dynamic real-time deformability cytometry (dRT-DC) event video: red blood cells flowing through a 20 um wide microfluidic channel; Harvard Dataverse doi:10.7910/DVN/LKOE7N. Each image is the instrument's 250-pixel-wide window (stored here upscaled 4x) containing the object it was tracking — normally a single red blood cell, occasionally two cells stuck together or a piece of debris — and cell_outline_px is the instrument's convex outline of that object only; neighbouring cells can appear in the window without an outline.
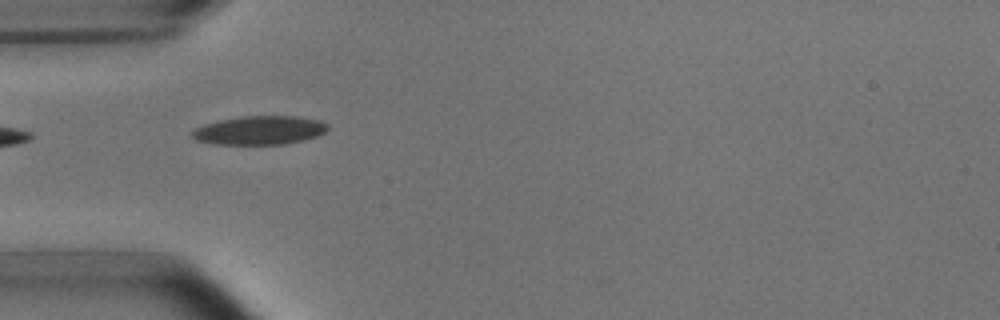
{"species": "common noctule bat (a hibernating species)", "species_latin": "Nyctalus noctula", "temperature_condition": "room temperature", "stored_images_in_passage": 9, "camera_frame_rate_fps": 3000, "um_per_image_px": 0.085, "animal": {"sex": "male", "body_mass_g": 15.6}, "frame": {"image": 1, "passage_image": 4, "time_ms": 3.333, "image_size_px": [1000, 320], "cell_outline_px": [[328, 128], [324, 132], [316, 136], [284, 144], [216, 144], [196, 140], [192, 136], [192, 132], [196, 128], [204, 124], [220, 120], [240, 116], [300, 116], [320, 120], [328, 124]], "centroid_in_image_um": [22.07, 11.06], "position_along_channel_um": 62.9, "area_um2": 22.54}}
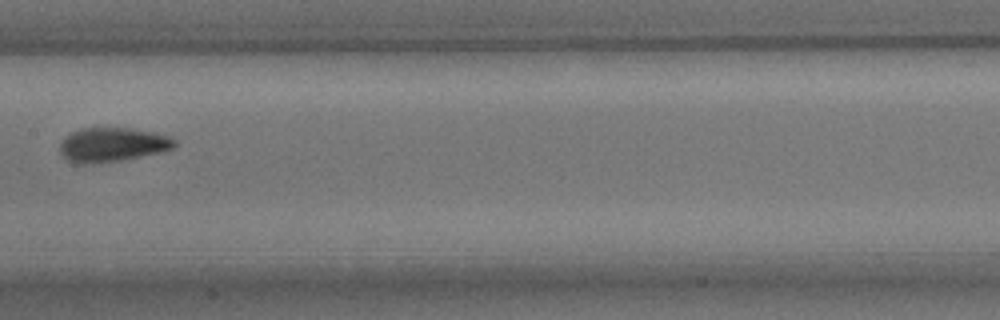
{"frame": {"image": 2, "passage_image": 7, "time_ms": 7.0, "image_size_px": [1000, 320], "cell_outline_px": [[176, 144], [172, 148], [160, 152], [120, 160], [84, 164], [68, 160], [60, 152], [60, 144], [64, 136], [80, 128], [128, 128], [152, 132], [168, 136], [176, 140]], "centroid_in_image_um": [9.52, 12.28], "position_along_channel_um": 197.9, "area_um2": 22.48}}
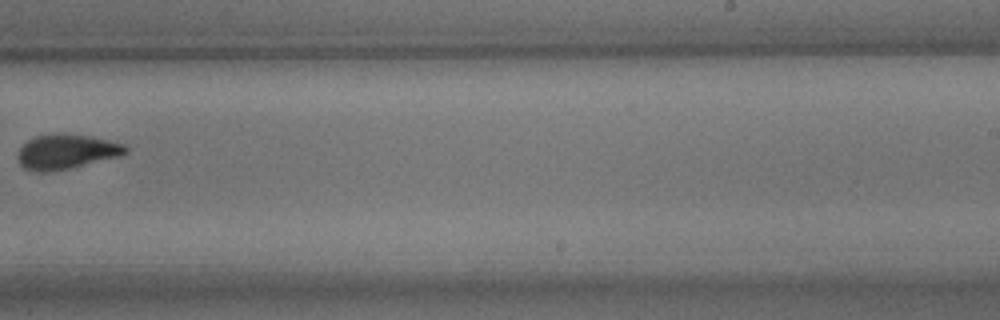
{"frame": {"image": 3, "passage_image": 9, "time_ms": 9.333, "image_size_px": [1000, 320], "cell_outline_px": [[128, 152], [120, 156], [68, 168], [48, 172], [32, 172], [24, 168], [16, 160], [16, 156], [20, 148], [28, 140], [36, 136], [60, 132], [64, 132], [88, 136], [108, 140], [124, 144], [128, 148]], "centroid_in_image_um": [5.6, 12.88], "position_along_channel_um": 283.4, "area_um2": 21.96}}